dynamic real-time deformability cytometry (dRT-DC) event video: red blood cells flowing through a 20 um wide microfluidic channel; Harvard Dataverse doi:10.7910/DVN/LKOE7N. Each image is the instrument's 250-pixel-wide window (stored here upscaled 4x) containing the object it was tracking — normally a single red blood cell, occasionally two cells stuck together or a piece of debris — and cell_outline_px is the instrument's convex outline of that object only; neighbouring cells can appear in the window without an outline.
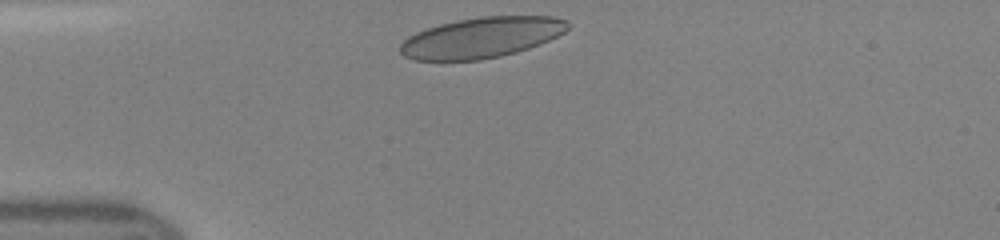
{"species": "human", "species_latin": "Homo sapiens", "temperature_condition": "room temperature", "stored_images_in_passage": 36, "camera_frame_rate_fps": 3000, "um_per_image_px": 0.085, "donor": {"sex": "female"}, "frame": {"image": 1, "passage_image": 1, "time_ms": 0.0, "image_size_px": [1000, 240], "cell_outline_px": [[568, 28], [564, 32], [540, 44], [516, 52], [500, 56], [480, 60], [416, 60], [404, 56], [400, 52], [400, 44], [408, 36], [416, 32], [440, 24], [456, 20], [480, 16], [552, 16], [568, 20]], "centroid_in_image_um": [40.92, 3.19], "position_along_channel_um": 44.1, "area_um2": 39.54}}
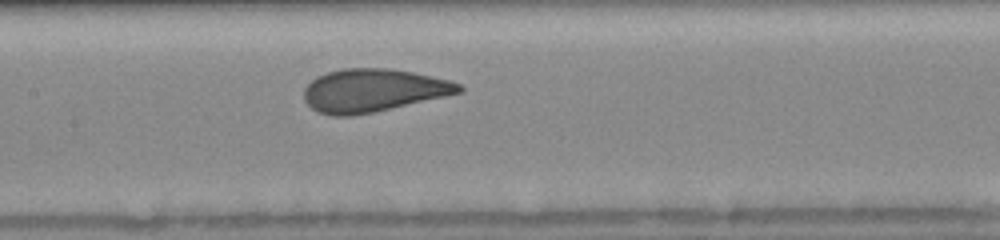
{"frame": {"image": 2, "passage_image": 12, "time_ms": 3.667, "image_size_px": [1000, 240], "cell_outline_px": [[464, 92], [372, 112], [348, 116], [332, 116], [320, 112], [312, 108], [304, 100], [304, 88], [316, 76], [328, 72], [344, 68], [392, 68], [432, 76], [448, 80], [460, 84], [464, 88]], "centroid_in_image_um": [31.71, 7.67], "position_along_channel_um": 175.7, "area_um2": 38.61}}
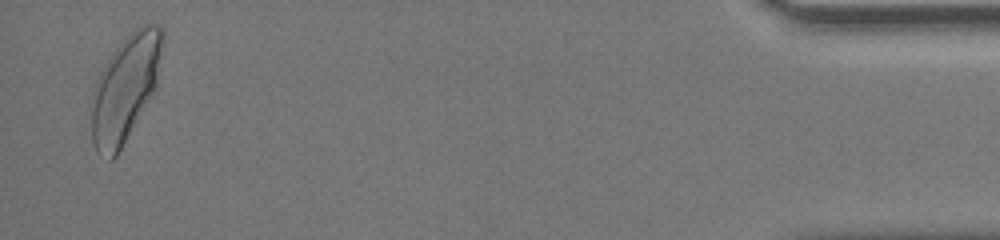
{"frame": {"image": 3, "passage_image": 35, "time_ms": 11.333, "image_size_px": [1000, 240], "cell_outline_px": [[164, 40], [156, 88], [116, 156], [112, 160], [108, 160], [96, 152], [92, 140], [92, 88], [104, 64], [112, 52], [136, 28], [144, 24], [156, 24], [164, 28]], "centroid_in_image_um": [10.65, 7.48], "position_along_channel_um": 424.5, "area_um2": 43.93}}